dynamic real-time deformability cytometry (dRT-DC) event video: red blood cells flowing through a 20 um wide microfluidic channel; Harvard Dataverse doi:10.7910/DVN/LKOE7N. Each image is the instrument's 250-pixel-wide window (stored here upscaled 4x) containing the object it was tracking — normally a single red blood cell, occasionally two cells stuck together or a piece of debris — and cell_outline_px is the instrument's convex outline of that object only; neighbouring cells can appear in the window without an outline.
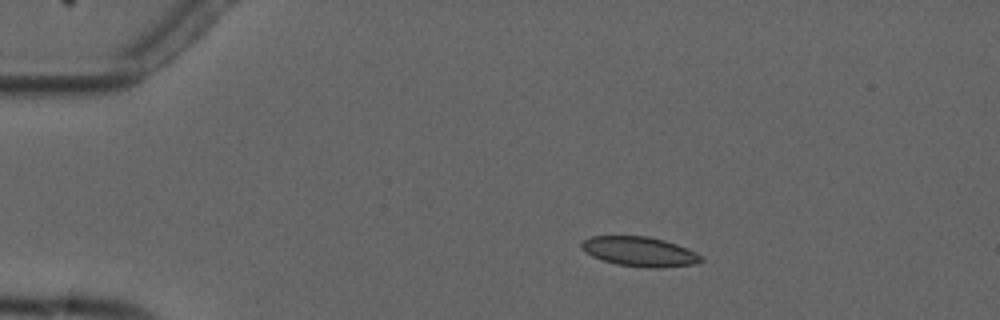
{"species": "common noctule bat (a hibernating species)", "species_latin": "Nyctalus noctula", "temperature_condition": "cold", "stored_images_in_passage": 2, "camera_frame_rate_fps": 3000, "um_per_image_px": 0.085, "animal": {"sex": "male", "forearm_length_mm": 52.5}, "frame": {"image": 1, "passage_image": 2, "time_ms": 3.667, "image_size_px": [1000, 320], "cell_outline_px": [[704, 260], [692, 264], [664, 268], [644, 268], [616, 264], [592, 256], [584, 252], [580, 248], [580, 244], [584, 240], [592, 236], [648, 236], [664, 240], [688, 248], [704, 256]], "centroid_in_image_um": [54.38, 21.39], "position_along_channel_um": 30.6, "area_um2": 20.87}}